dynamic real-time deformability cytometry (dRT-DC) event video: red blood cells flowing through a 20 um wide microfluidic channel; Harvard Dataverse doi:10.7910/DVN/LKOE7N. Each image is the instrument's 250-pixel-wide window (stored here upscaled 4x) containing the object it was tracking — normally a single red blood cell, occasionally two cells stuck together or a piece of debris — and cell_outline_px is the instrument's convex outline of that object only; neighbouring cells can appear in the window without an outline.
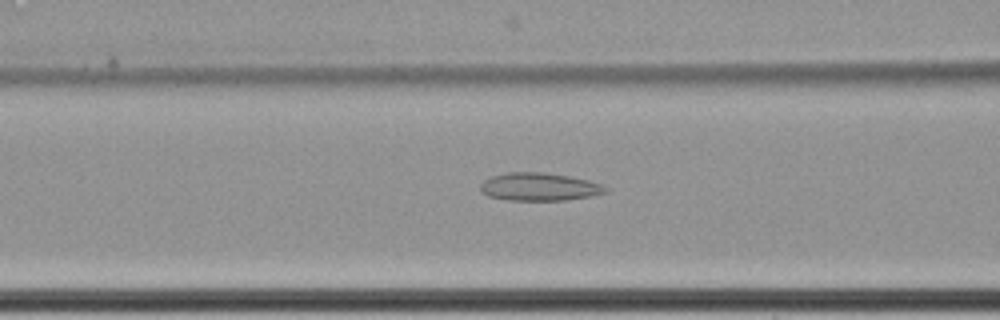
{"species": "common noctule bat (a hibernating species)", "species_latin": "Nyctalus noctula", "temperature_condition": "cold", "stored_images_in_passage": 64, "camera_frame_rate_fps": 3000, "um_per_image_px": 0.085, "animal": {"sex": "female", "body_mass_g": 22.7, "forearm_length_mm": 54.2}, "frame": {"image": 1, "passage_image": 29, "time_ms": 9.333, "image_size_px": [1000, 320], "cell_outline_px": [[608, 192], [592, 196], [568, 200], [508, 200], [488, 196], [480, 188], [480, 184], [484, 180], [492, 176], [508, 172], [544, 172], [568, 176], [588, 180], [600, 184], [608, 188]], "centroid_in_image_um": [45.86, 15.88], "position_along_channel_um": 120.7, "area_um2": 20.35}}
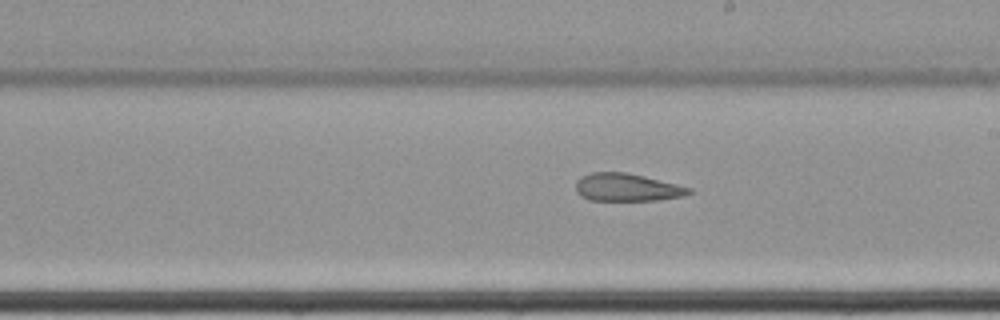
{"frame": {"image": 2, "passage_image": 39, "time_ms": 12.667, "image_size_px": [1000, 320], "cell_outline_px": [[692, 192], [684, 196], [660, 200], [588, 200], [580, 196], [576, 192], [576, 180], [580, 176], [592, 172], [624, 172], [644, 176], [692, 188]], "centroid_in_image_um": [53.27, 15.93], "position_along_channel_um": 235.7, "area_um2": 18.38}}
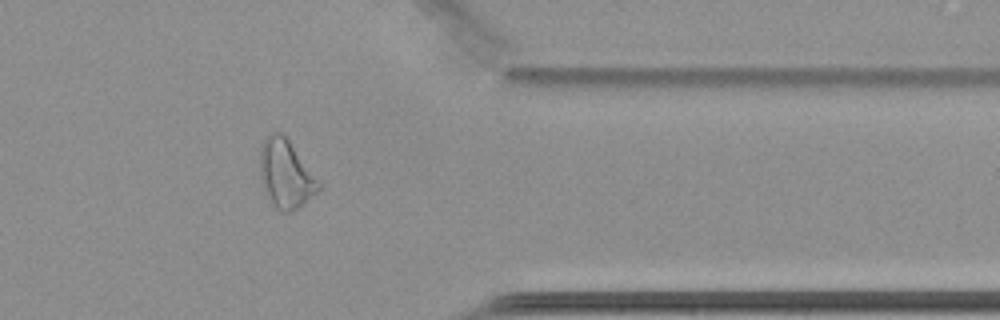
{"frame": {"image": 3, "passage_image": 53, "time_ms": 17.333, "image_size_px": [1000, 320], "cell_outline_px": [[324, 188], [292, 212], [280, 212], [276, 208], [268, 196], [264, 188], [260, 176], [260, 148], [264, 140], [272, 132], [280, 132], [288, 140]], "centroid_in_image_um": [24.3, 14.82], "position_along_channel_um": 387.1, "area_um2": 23.0}, "authors_computed_cell_mechanics": {"area_um2": 24.7095, "velocity_mm_per_s": 3.4501, "shape_relaxation_time_tau1_ms": null, "shape_relaxation_time_tau2_ms": 2.7137, "deformation_change_tau1": null, "deformation_change_tau2": 0.1134}}